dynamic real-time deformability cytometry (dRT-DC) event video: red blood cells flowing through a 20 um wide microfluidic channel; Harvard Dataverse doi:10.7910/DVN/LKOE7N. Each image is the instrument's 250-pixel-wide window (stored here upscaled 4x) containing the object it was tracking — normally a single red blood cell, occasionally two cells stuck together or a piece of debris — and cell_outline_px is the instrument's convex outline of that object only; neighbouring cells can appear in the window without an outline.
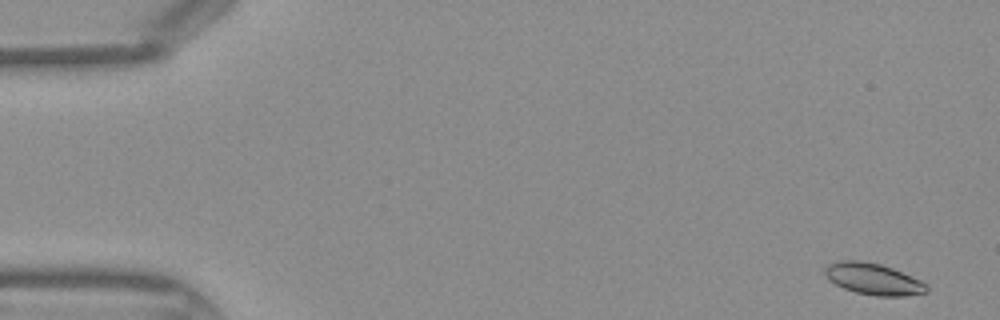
{"species": "Egyptian fruit bat (a non-hibernating species)", "species_latin": "Rousettus aegyptiacus", "temperature_condition": "warm", "stored_images_in_passage": 45, "camera_frame_rate_fps": 3000, "um_per_image_px": 0.085, "frame": {"image": 1, "passage_image": 2, "time_ms": 0.333, "image_size_px": [1000, 320], "cell_outline_px": [[928, 292], [904, 296], [876, 296], [856, 292], [844, 288], [828, 280], [824, 276], [824, 268], [828, 264], [836, 260], [860, 260], [880, 264], [892, 268], [920, 280], [928, 284]], "centroid_in_image_um": [74.2, 23.7], "position_along_channel_um": 10.8, "area_um2": 18.79}}
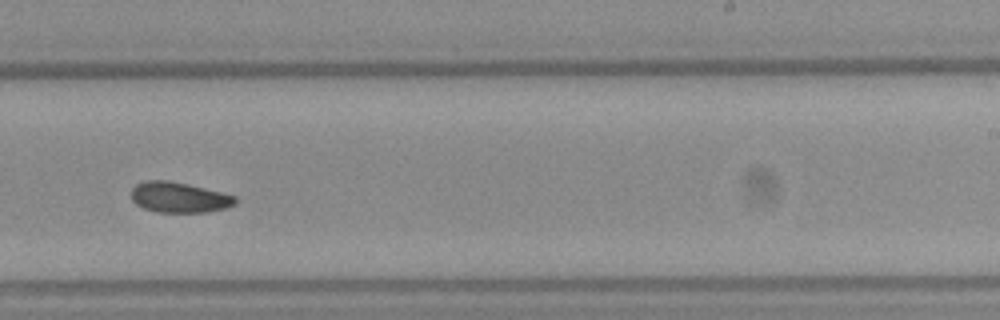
{"frame": {"image": 2, "passage_image": 28, "time_ms": 9.0, "image_size_px": [1000, 320], "cell_outline_px": [[236, 204], [224, 208], [204, 212], [156, 212], [144, 208], [136, 204], [132, 200], [132, 188], [136, 184], [144, 180], [168, 180], [188, 184], [236, 196]], "centroid_in_image_um": [15.19, 16.77], "position_along_channel_um": 273.8, "area_um2": 18.38}}
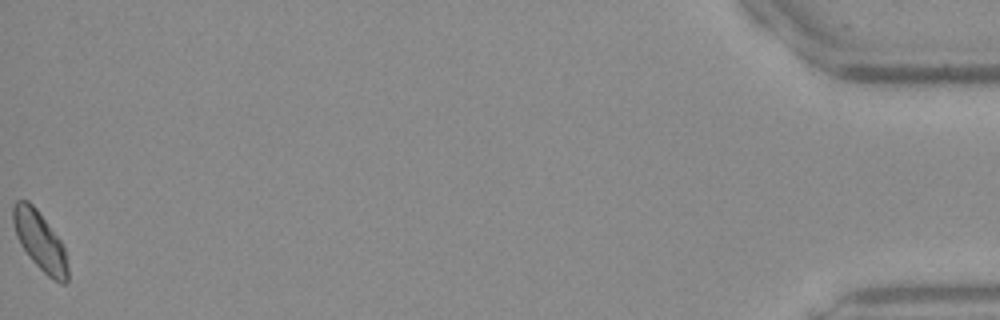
{"frame": {"image": 3, "passage_image": 45, "time_ms": 14.667, "image_size_px": [1000, 320], "cell_outline_px": [[68, 280], [64, 284], [60, 284], [48, 276], [28, 256], [20, 244], [16, 236], [12, 220], [12, 204], [16, 200], [28, 200], [36, 208], [60, 240], [64, 248], [68, 268]], "centroid_in_image_um": [3.37, 20.48], "position_along_channel_um": 431.8, "area_um2": 18.73}}